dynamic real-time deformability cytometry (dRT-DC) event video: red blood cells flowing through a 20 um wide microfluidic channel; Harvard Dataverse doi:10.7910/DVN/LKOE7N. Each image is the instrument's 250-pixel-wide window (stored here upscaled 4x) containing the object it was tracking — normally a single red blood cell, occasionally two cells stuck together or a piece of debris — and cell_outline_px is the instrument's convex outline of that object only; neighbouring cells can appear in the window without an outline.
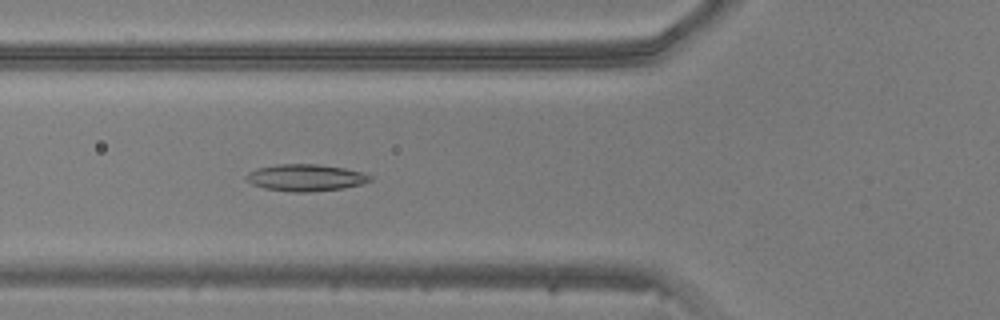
{"species": "common noctule bat (a hibernating species)", "species_latin": "Nyctalus noctula", "temperature_condition": "warm", "stored_images_in_passage": 49, "camera_frame_rate_fps": 3000, "um_per_image_px": 0.085, "animal": {"sex": "male", "body_mass_g": 20.5, "forearm_length_mm": 52.5}, "frame": {"image": 1, "passage_image": 18, "time_ms": 5.667, "image_size_px": [1000, 320], "cell_outline_px": [[372, 180], [360, 184], [344, 188], [304, 192], [292, 192], [264, 188], [252, 184], [244, 176], [248, 172], [256, 168], [280, 164], [316, 164], [344, 168], [360, 172], [372, 176]], "centroid_in_image_um": [25.95, 15.1], "position_along_channel_um": 99.9, "area_um2": 19.19}}
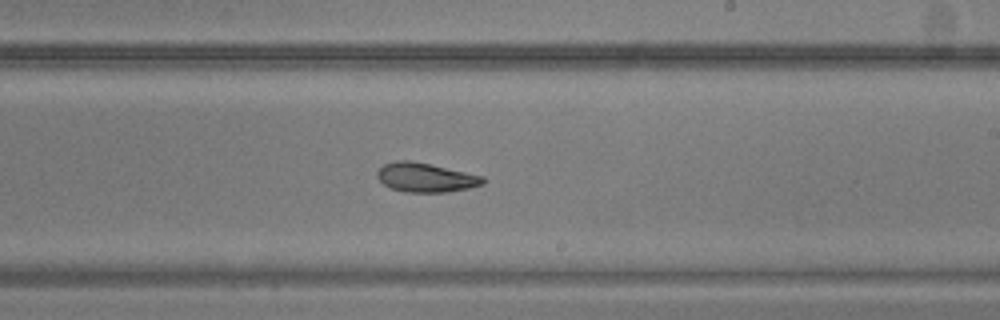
{"frame": {"image": 2, "passage_image": 29, "time_ms": 9.333, "image_size_px": [1000, 320], "cell_outline_px": [[488, 180], [484, 184], [468, 188], [448, 192], [404, 192], [392, 188], [384, 184], [376, 176], [376, 172], [384, 164], [396, 160], [408, 160], [428, 164], [484, 176]], "centroid_in_image_um": [36.2, 15.09], "position_along_channel_um": 252.8, "area_um2": 17.92}}
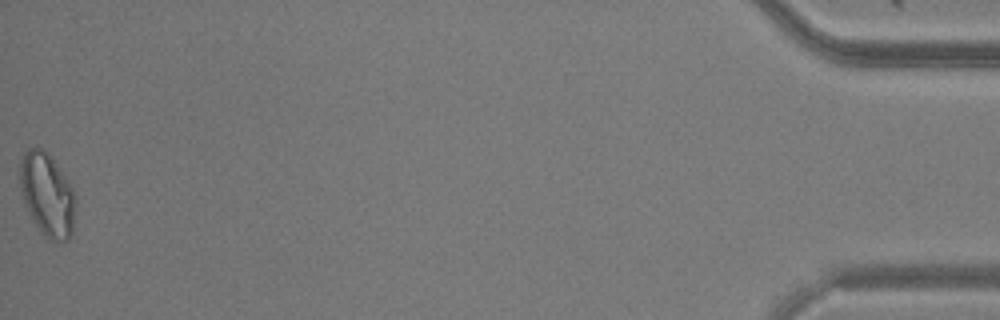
{"frame": {"image": 3, "passage_image": 49, "time_ms": 16.0, "image_size_px": [1000, 320], "cell_outline_px": [[76, 200], [72, 236], [68, 240], [60, 244], [48, 240], [44, 236], [32, 220], [24, 200], [20, 188], [20, 160], [24, 152], [28, 148], [40, 148], [48, 152], [72, 188], [76, 196]], "centroid_in_image_um": [4.03, 16.6], "position_along_channel_um": 431.2, "area_um2": 27.17}}